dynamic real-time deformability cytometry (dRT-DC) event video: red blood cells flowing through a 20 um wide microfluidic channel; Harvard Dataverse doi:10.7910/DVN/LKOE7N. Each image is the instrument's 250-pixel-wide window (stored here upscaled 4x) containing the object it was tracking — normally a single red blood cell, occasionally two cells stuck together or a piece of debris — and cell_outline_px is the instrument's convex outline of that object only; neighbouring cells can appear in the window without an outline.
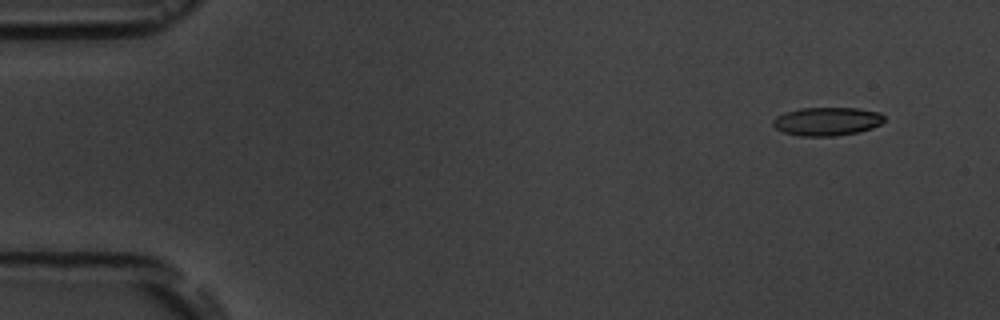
{"species": "common noctule bat (a hibernating species)", "species_latin": "Nyctalus noctula", "temperature_condition": "room temperature", "stored_images_in_passage": 6, "camera_frame_rate_fps": 3000, "um_per_image_px": 0.085, "animal": {"sex": "male", "body_mass_g": 19.5, "forearm_length_mm": 54.6}, "frame": {"image": 1, "passage_image": 2, "time_ms": 1.333, "image_size_px": [1000, 320], "cell_outline_px": [[884, 120], [880, 124], [872, 128], [860, 132], [836, 136], [800, 136], [784, 132], [776, 128], [772, 124], [772, 120], [776, 116], [784, 112], [800, 108], [856, 108], [880, 112], [884, 116]], "centroid_in_image_um": [70.29, 10.32], "position_along_channel_um": 14.7, "area_um2": 18.55}}
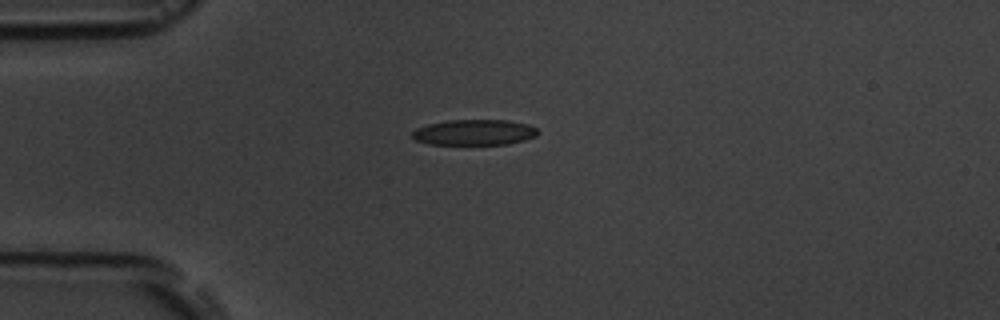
{"frame": {"image": 2, "passage_image": 5, "time_ms": 4.667, "image_size_px": [1000, 320], "cell_outline_px": [[540, 132], [536, 136], [524, 140], [508, 144], [428, 144], [412, 140], [412, 132], [416, 128], [428, 124], [448, 120], [508, 120], [528, 124], [536, 128]], "centroid_in_image_um": [40.3, 11.25], "position_along_channel_um": 44.7, "area_um2": 18.9}}